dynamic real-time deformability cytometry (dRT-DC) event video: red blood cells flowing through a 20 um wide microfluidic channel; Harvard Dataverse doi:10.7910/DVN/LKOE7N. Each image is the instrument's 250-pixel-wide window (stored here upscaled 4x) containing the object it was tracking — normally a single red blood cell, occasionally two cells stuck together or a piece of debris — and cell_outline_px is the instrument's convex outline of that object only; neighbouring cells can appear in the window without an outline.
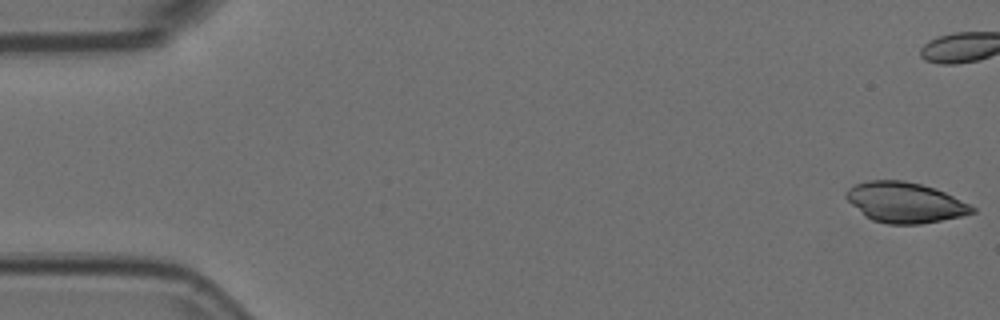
{"species": "Egyptian fruit bat (a non-hibernating species)", "species_latin": "Rousettus aegyptiacus", "temperature_condition": "room temperature", "stored_images_in_passage": 16, "camera_frame_rate_fps": 3000, "um_per_image_px": 0.085, "animal": {"sex": "female"}, "frame": {"image": 1, "passage_image": 1, "time_ms": 0.0, "image_size_px": [1000, 320], "cell_outline_px": [[976, 212], [960, 216], [920, 224], [888, 224], [872, 220], [864, 216], [844, 196], [844, 192], [848, 188], [856, 184], [868, 180], [904, 180], [920, 184], [944, 192], [976, 208]], "centroid_in_image_um": [76.87, 17.21], "position_along_channel_um": 8.1, "area_um2": 29.42}}